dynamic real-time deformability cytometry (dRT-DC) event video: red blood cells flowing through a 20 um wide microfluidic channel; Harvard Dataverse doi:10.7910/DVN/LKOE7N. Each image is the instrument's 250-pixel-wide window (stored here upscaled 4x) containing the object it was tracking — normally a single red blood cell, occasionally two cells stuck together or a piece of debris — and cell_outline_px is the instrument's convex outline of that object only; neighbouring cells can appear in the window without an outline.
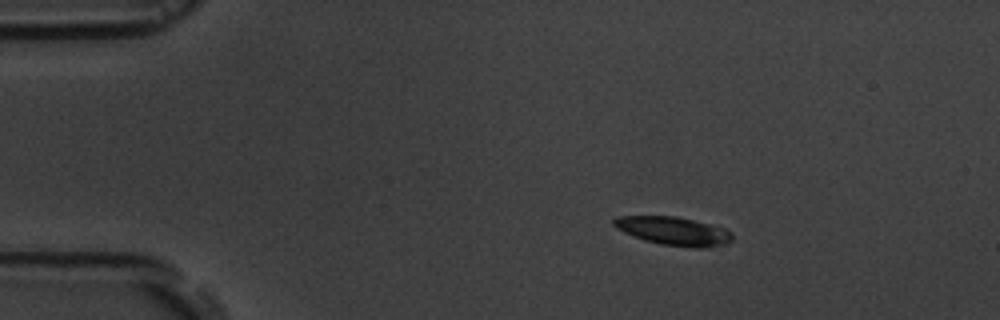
{"species": "common noctule bat (a hibernating species)", "species_latin": "Nyctalus noctula", "temperature_condition": "room temperature", "stored_images_in_passage": 5, "camera_frame_rate_fps": 3000, "um_per_image_px": 0.085, "animal": {"sex": "male", "body_mass_g": 19.5, "forearm_length_mm": 54.6}, "frame": {"image": 1, "passage_image": 2, "time_ms": 1.333, "image_size_px": [1000, 320], "cell_outline_px": [[732, 240], [728, 244], [704, 248], [692, 248], [660, 244], [644, 240], [624, 232], [616, 228], [612, 224], [612, 220], [616, 216], [676, 216], [712, 224], [724, 228], [732, 232]], "centroid_in_image_um": [57.27, 19.64], "position_along_channel_um": 27.7, "area_um2": 19.88}}
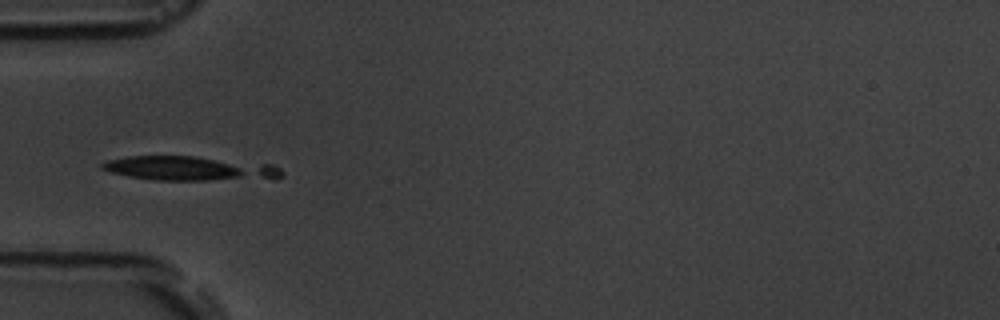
{"frame": {"image": 2, "passage_image": 4, "time_ms": 4.333, "image_size_px": [1000, 320], "cell_outline_px": [[284, 176], [276, 180], [156, 180], [128, 176], [108, 172], [100, 168], [100, 164], [108, 160], [128, 156], [196, 156], [272, 164], [280, 168], [284, 172]], "centroid_in_image_um": [16.24, 14.33], "position_along_channel_um": 68.8, "area_um2": 26.13}}